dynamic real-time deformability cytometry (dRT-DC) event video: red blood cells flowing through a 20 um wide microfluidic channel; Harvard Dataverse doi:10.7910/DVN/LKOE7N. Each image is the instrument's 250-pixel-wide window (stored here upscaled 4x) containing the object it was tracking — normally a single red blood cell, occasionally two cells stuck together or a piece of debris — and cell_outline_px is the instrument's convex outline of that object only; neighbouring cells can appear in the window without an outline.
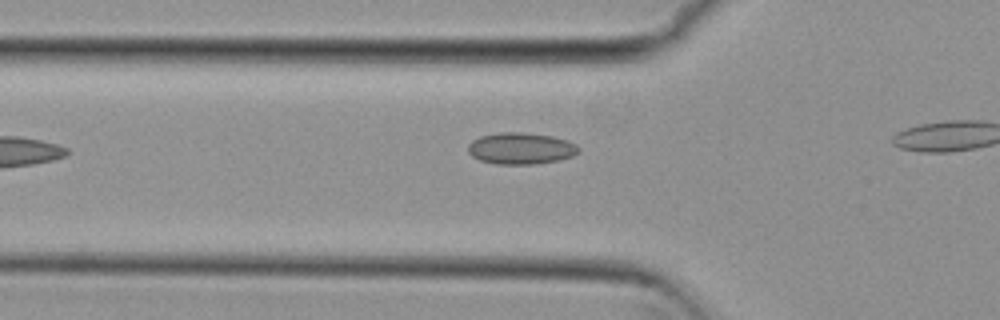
{"species": "common noctule bat (a hibernating species)", "species_latin": "Nyctalus noctula", "temperature_condition": "cold", "stored_images_in_passage": 9, "camera_frame_rate_fps": 3000, "um_per_image_px": 0.085, "animal": {"sex": "female", "body_mass_g": 29.2, "forearm_length_mm": 56.3}, "frame": {"image": 1, "passage_image": 4, "time_ms": 1.0, "image_size_px": [1000, 320], "cell_outline_px": [[580, 152], [572, 156], [560, 160], [536, 164], [496, 164], [480, 160], [472, 156], [468, 152], [468, 144], [472, 140], [480, 136], [500, 132], [524, 132], [552, 136], [568, 140], [576, 144], [580, 148]], "centroid_in_image_um": [44.29, 12.61], "position_along_channel_um": 81.5, "area_um2": 20.58}}
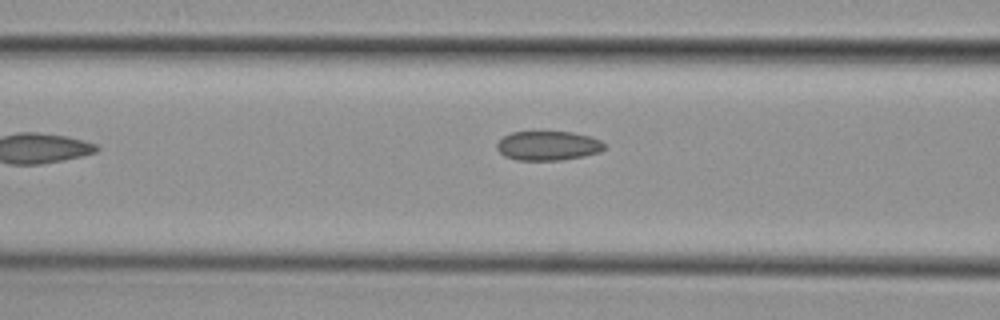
{"frame": {"image": 2, "passage_image": 7, "time_ms": 2.0, "image_size_px": [1000, 320], "cell_outline_px": [[604, 148], [600, 152], [584, 156], [560, 160], [516, 160], [504, 156], [496, 148], [496, 144], [504, 136], [512, 132], [572, 132], [588, 136], [600, 140], [604, 144]], "centroid_in_image_um": [46.56, 12.39], "position_along_channel_um": 120.0, "area_um2": 18.26}}